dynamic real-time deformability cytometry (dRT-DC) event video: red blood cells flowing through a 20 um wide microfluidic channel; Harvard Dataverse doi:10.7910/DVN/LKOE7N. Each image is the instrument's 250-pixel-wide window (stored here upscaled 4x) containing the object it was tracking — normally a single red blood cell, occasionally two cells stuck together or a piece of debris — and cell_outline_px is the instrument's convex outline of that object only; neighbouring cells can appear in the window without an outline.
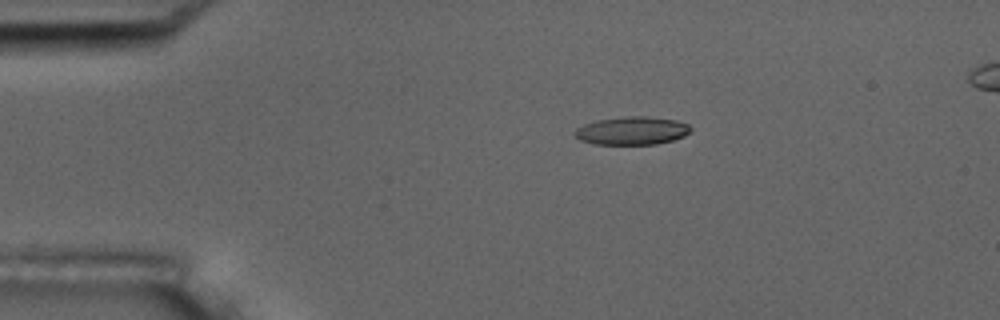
{"species": "common noctule bat (a hibernating species)", "species_latin": "Nyctalus noctula", "temperature_condition": "room temperature", "stored_images_in_passage": 4, "camera_frame_rate_fps": 3000, "um_per_image_px": 0.085, "animal": {"sex": "male", "body_mass_g": 17.5, "forearm_length_mm": 52.3}, "frame": {"image": 1, "passage_image": 1, "time_ms": 0.0, "image_size_px": [1000, 320], "cell_outline_px": [[692, 132], [684, 136], [672, 140], [656, 144], [596, 144], [580, 140], [572, 132], [576, 128], [584, 124], [596, 120], [624, 116], [644, 116], [676, 120], [688, 124], [692, 128]], "centroid_in_image_um": [53.72, 11.1], "position_along_channel_um": 31.3, "area_um2": 19.07}}